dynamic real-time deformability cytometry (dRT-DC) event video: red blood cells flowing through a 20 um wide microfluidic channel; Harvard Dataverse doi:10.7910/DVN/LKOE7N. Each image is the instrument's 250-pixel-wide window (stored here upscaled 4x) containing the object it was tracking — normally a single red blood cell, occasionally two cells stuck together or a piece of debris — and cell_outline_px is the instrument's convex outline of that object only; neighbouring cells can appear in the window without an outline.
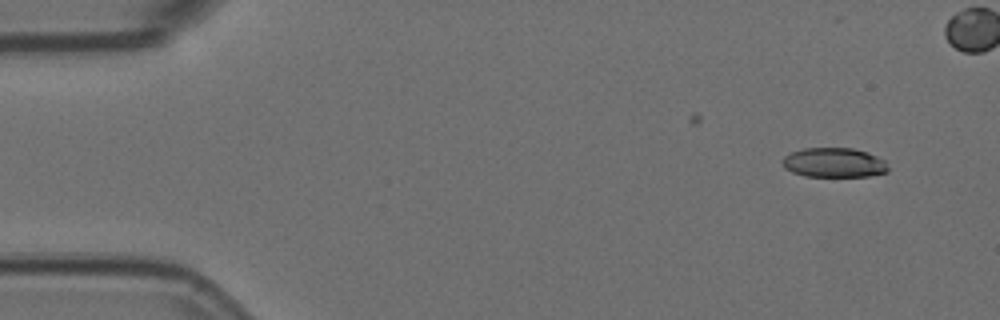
{"species": "Egyptian fruit bat (a non-hibernating species)", "species_latin": "Rousettus aegyptiacus", "temperature_condition": "room temperature", "stored_images_in_passage": 5, "camera_frame_rate_fps": 3000, "um_per_image_px": 0.085, "animal": {"sex": "female"}, "frame": {"image": 1, "passage_image": 1, "time_ms": 0.0, "image_size_px": [1000, 320], "cell_outline_px": [[888, 172], [868, 176], [804, 176], [792, 172], [784, 168], [784, 156], [792, 152], [804, 148], [852, 148], [868, 152], [884, 160], [888, 168]], "centroid_in_image_um": [70.9, 13.82], "position_along_channel_um": 14.1, "area_um2": 18.09}}
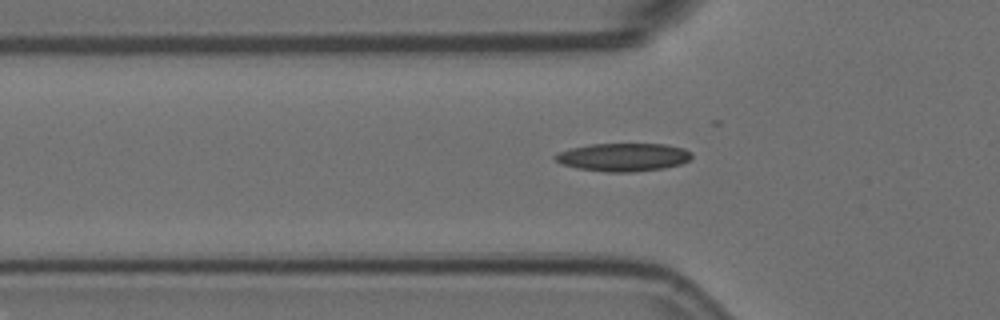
{"frame": {"image": 2, "passage_image": 5, "time_ms": 1.333, "image_size_px": [1000, 320], "cell_outline_px": [[692, 156], [688, 160], [680, 164], [664, 168], [632, 172], [604, 172], [576, 168], [560, 164], [552, 156], [556, 152], [572, 148], [592, 144], [668, 144], [684, 148], [692, 152]], "centroid_in_image_um": [52.96, 13.36], "position_along_channel_um": 72.8, "area_um2": 22.54}}